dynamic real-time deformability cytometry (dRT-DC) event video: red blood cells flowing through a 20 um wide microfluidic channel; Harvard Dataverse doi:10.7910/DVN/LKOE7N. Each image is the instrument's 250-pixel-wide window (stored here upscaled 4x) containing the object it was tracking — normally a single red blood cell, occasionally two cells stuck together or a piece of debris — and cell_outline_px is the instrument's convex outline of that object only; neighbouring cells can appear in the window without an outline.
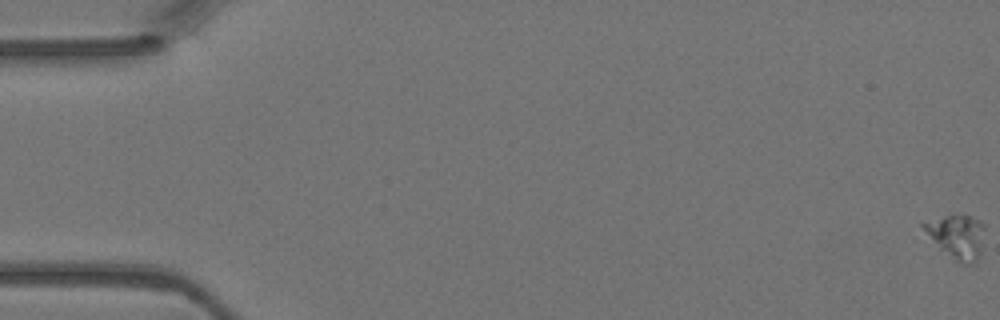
{"species": "Egyptian fruit bat (a non-hibernating species)", "species_latin": "Rousettus aegyptiacus", "temperature_condition": "warm", "stored_images_in_passage": 5, "camera_frame_rate_fps": 3000, "um_per_image_px": 0.085, "animal": {"sex": "female"}, "frame": {"image": 1, "passage_image": 1, "time_ms": 0.0, "image_size_px": [1000, 320], "cell_outline_px": [[984, 228], [980, 252], [976, 260], [972, 264], [964, 264], [956, 260], [940, 248], [920, 224], [944, 216], [968, 216], [980, 220], [984, 224]], "centroid_in_image_um": [81.37, 20.1], "position_along_channel_um": 3.6, "area_um2": 14.85}}